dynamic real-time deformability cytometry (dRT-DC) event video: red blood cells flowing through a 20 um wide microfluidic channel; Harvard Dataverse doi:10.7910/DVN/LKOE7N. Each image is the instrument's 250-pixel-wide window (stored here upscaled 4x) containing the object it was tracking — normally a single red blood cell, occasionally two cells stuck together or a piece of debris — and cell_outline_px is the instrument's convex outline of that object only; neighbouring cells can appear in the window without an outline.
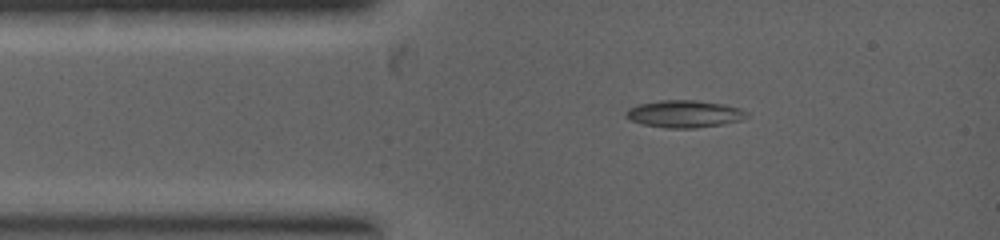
{"species": "common noctule bat (a hibernating species)", "species_latin": "Nyctalus noctula", "temperature_condition": "warm", "stored_images_in_passage": 7, "camera_frame_rate_fps": 5000, "um_per_image_px": 0.085, "animal": {"sex": "female", "body_mass_g": 19.0, "forearm_length_mm": 53.3}, "frame": {"image": 1, "passage_image": 3, "time_ms": 1.0, "image_size_px": [1000, 240], "cell_outline_px": [[748, 116], [740, 120], [724, 124], [696, 128], [664, 128], [640, 124], [624, 116], [624, 112], [628, 108], [636, 104], [660, 100], [696, 100], [724, 104], [740, 108], [748, 112]], "centroid_in_image_um": [58.13, 9.68], "position_along_channel_um": 26.9, "area_um2": 19.48}}
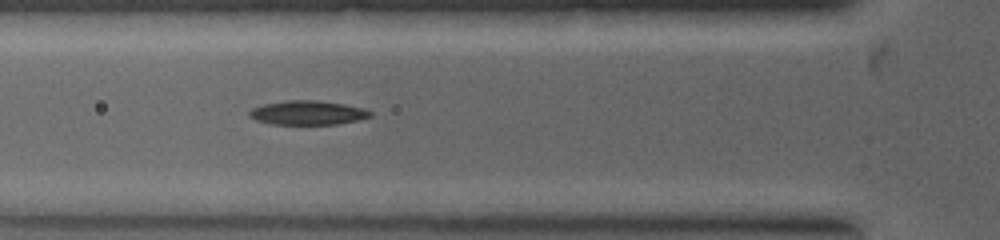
{"frame": {"image": 2, "passage_image": 6, "time_ms": 2.4, "image_size_px": [1000, 240], "cell_outline_px": [[372, 116], [356, 120], [336, 124], [272, 124], [256, 120], [248, 116], [248, 112], [252, 108], [264, 104], [284, 100], [316, 100], [344, 104], [364, 108], [372, 112]], "centroid_in_image_um": [26.13, 9.57], "position_along_channel_um": 99.7, "area_um2": 16.99}}